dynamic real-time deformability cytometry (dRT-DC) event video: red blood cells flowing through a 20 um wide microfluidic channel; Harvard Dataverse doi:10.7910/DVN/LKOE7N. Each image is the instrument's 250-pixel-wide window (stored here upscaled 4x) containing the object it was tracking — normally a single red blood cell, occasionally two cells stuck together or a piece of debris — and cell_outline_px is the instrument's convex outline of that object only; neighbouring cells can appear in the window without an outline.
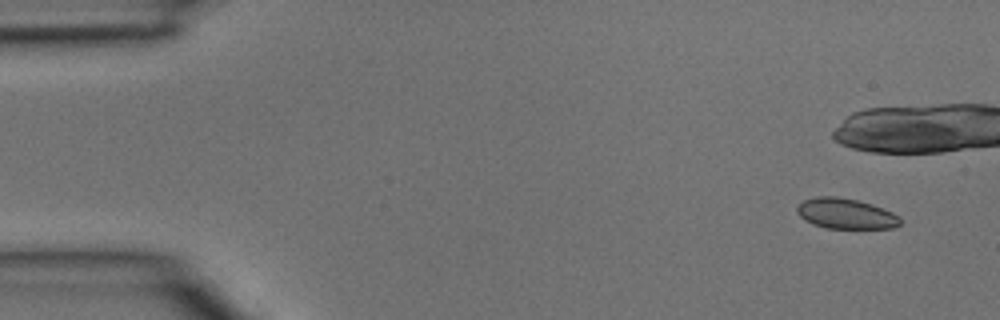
{"species": "common noctule bat (a hibernating species)", "species_latin": "Nyctalus noctula", "temperature_condition": "room temperature", "stored_images_in_passage": 5, "camera_frame_rate_fps": 3000, "um_per_image_px": 0.085, "animal": {"sex": "male", "body_mass_g": 15.6}, "frame": {"image": 1, "passage_image": 1, "time_ms": 0.0, "image_size_px": [1000, 320], "cell_outline_px": [[900, 224], [892, 228], [824, 228], [812, 224], [804, 220], [796, 212], [796, 208], [804, 200], [816, 196], [836, 196], [860, 200], [872, 204], [892, 212], [900, 216]], "centroid_in_image_um": [71.87, 18.15], "position_along_channel_um": 13.1, "area_um2": 18.44}}